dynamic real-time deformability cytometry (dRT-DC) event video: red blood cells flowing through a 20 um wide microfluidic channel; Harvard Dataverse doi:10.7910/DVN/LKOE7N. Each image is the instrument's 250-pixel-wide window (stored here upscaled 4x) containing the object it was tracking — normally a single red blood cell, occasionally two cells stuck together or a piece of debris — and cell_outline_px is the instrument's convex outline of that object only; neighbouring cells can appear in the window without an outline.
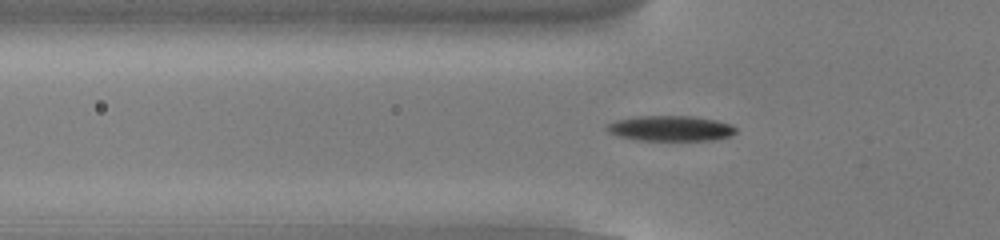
{"species": "common noctule bat (a hibernating species)", "species_latin": "Nyctalus noctula", "temperature_condition": "cold", "stored_images_in_passage": 53, "camera_frame_rate_fps": 3000, "um_per_image_px": 0.085, "animal": {"sex": "male", "body_mass_g": 13.0, "forearm_length_mm": 53.1}, "frame": {"image": 1, "passage_image": 17, "time_ms": 5.333, "image_size_px": [1000, 240], "cell_outline_px": [[736, 132], [728, 136], [712, 140], [636, 140], [616, 136], [608, 132], [604, 128], [608, 124], [616, 120], [636, 116], [692, 116], [716, 120], [732, 124], [736, 128]], "centroid_in_image_um": [56.96, 10.91], "position_along_channel_um": 68.8, "area_um2": 19.13}}
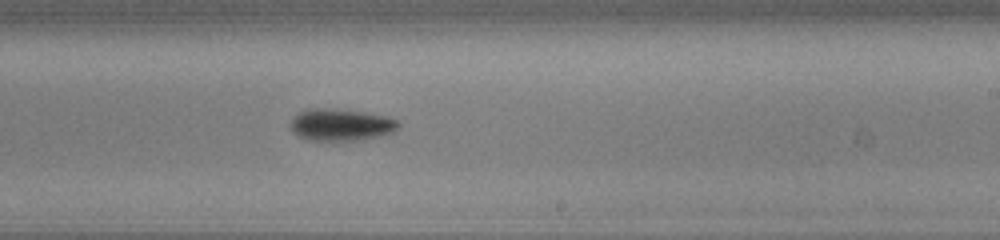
{"frame": {"image": 2, "passage_image": 32, "time_ms": 10.333, "image_size_px": [1000, 240], "cell_outline_px": [[400, 124], [392, 132], [380, 136], [360, 140], [308, 140], [292, 132], [288, 124], [292, 116], [308, 108], [324, 108], [364, 112], [388, 116], [400, 120]], "centroid_in_image_um": [28.95, 10.6], "position_along_channel_um": 260.0, "area_um2": 20.29}}
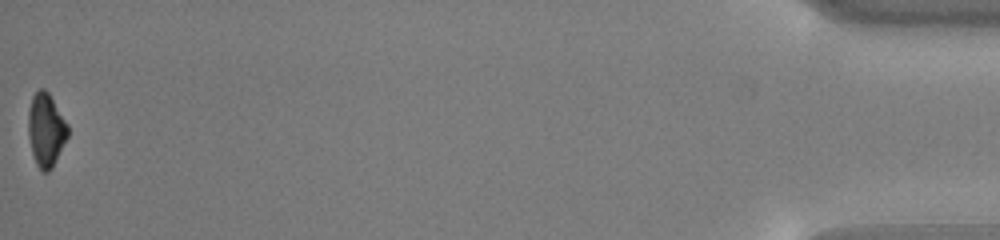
{"frame": {"image": 3, "passage_image": 53, "time_ms": 17.333, "image_size_px": [1000, 240], "cell_outline_px": [[68, 136], [52, 168], [48, 172], [44, 172], [36, 164], [32, 152], [28, 136], [28, 112], [32, 96], [40, 88], [44, 88], [48, 92], [68, 124]], "centroid_in_image_um": [3.9, 11.03], "position_along_channel_um": 431.3, "area_um2": 16.82}, "authors_computed_cell_mechanics": {"area_um2": 18.207, "velocity_mm_per_s": 3.8422, "shape_relaxation_time_tau1_ms": 2.1985, "shape_relaxation_time_tau2_ms": null, "deformation_change_tau1": 0.1122, "deformation_change_tau2": null}}